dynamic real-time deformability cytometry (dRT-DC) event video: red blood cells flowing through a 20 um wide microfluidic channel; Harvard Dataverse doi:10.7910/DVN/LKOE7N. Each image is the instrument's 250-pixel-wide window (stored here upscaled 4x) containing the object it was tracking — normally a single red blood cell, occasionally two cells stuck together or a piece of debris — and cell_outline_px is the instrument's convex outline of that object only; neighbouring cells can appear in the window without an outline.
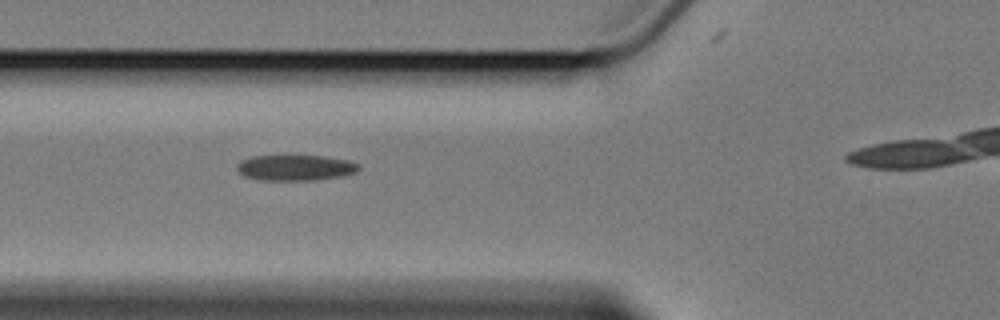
{"species": "Egyptian fruit bat (a non-hibernating species)", "species_latin": "Rousettus aegyptiacus", "temperature_condition": "cold", "stored_images_in_passage": 4, "camera_frame_rate_fps": 3000, "um_per_image_px": 0.085, "animal": {"sex": "female"}, "frame": {"image": 1, "passage_image": 3, "time_ms": 2.667, "image_size_px": [1000, 320], "cell_outline_px": [[360, 168], [356, 172], [340, 176], [316, 180], [260, 180], [244, 176], [236, 168], [236, 164], [240, 160], [252, 156], [324, 156], [348, 160], [360, 164]], "centroid_in_image_um": [25.1, 14.25], "position_along_channel_um": 100.7, "area_um2": 18.26}}